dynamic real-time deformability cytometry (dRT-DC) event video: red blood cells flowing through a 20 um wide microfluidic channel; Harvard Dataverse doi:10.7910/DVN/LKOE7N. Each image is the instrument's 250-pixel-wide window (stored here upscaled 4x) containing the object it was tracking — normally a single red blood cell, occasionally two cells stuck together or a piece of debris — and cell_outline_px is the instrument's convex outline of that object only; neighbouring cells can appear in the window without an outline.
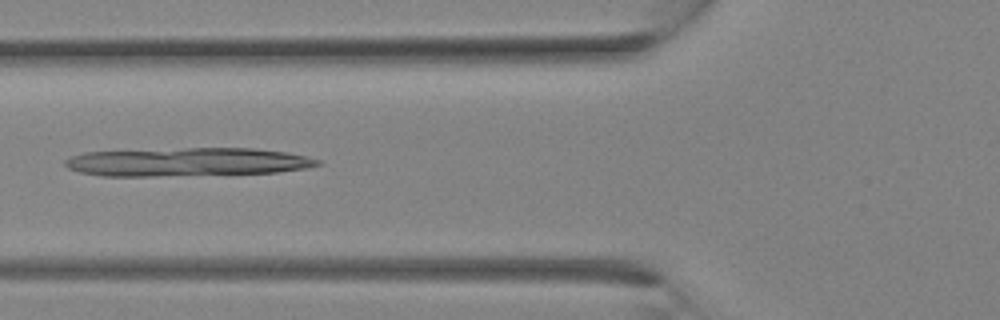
{"species": "Egyptian fruit bat (a non-hibernating species)", "species_latin": "Rousettus aegyptiacus", "temperature_condition": "room temperature", "stored_images_in_passage": 8, "camera_frame_rate_fps": 3000, "um_per_image_px": 0.085, "animal": {"sex": "female"}, "frame": {"image": 1, "passage_image": 5, "time_ms": 1.333, "image_size_px": [1000, 320], "cell_outline_px": [[324, 164], [308, 168], [276, 172], [156, 176], [100, 176], [80, 172], [68, 168], [64, 164], [64, 160], [72, 156], [84, 152], [188, 148], [256, 148], [288, 152], [320, 160]], "centroid_in_image_um": [15.93, 13.76], "position_along_channel_um": 109.9, "area_um2": 41.91}}
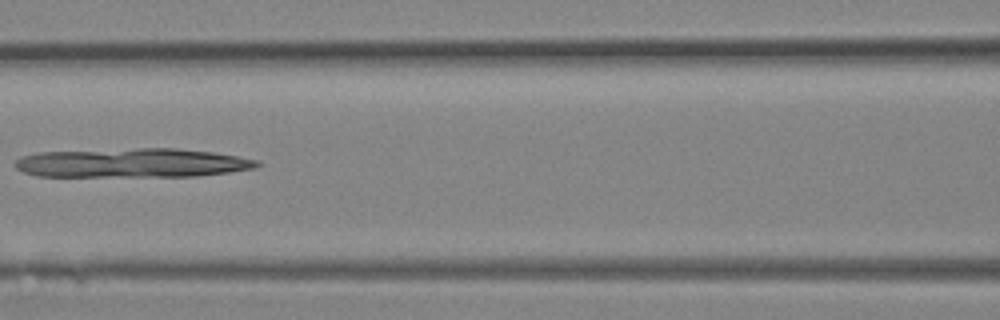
{"frame": {"image": 2, "passage_image": 7, "time_ms": 2.0, "image_size_px": [1000, 320], "cell_outline_px": [[260, 164], [256, 168], [228, 172], [196, 176], [36, 176], [24, 172], [16, 168], [12, 164], [20, 156], [36, 152], [140, 148], [176, 148], [212, 152], [260, 160]], "centroid_in_image_um": [11.2, 13.84], "position_along_channel_um": 155.4, "area_um2": 41.21}}